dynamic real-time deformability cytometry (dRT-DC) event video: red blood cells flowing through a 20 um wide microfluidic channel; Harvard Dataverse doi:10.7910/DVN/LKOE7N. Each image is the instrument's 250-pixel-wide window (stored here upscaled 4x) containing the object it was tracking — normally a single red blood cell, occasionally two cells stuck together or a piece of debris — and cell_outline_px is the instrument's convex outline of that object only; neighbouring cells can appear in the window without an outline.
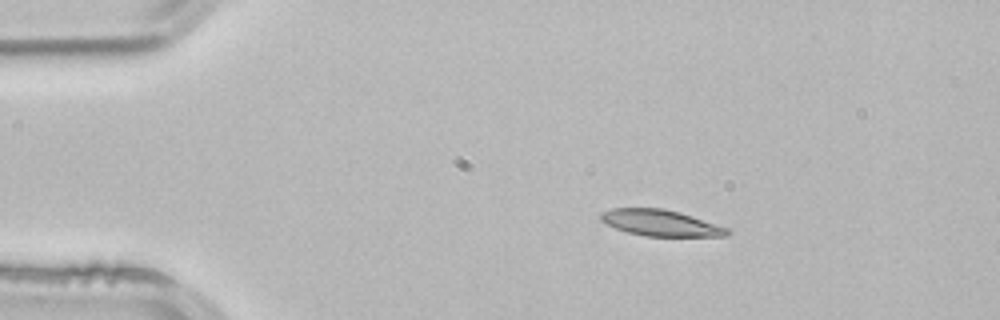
{"species": "common noctule bat (a hibernating species)", "species_latin": "Nyctalus noctula", "temperature_condition": "room temperature", "stored_images_in_passage": 2, "camera_frame_rate_fps": 3000, "um_per_image_px": 0.085, "animal": {"sex": "male", "body_mass_g": 21.5, "forearm_length_mm": 52.0}, "frame": {"image": 1, "passage_image": 1, "time_ms": 0.0, "image_size_px": [1000, 320], "cell_outline_px": [[732, 232], [728, 236], [644, 236], [628, 232], [616, 228], [600, 220], [600, 212], [612, 208], [664, 208], [680, 212], [728, 228]], "centroid_in_image_um": [56.15, 18.94], "position_along_channel_um": 28.8, "area_um2": 19.31}}